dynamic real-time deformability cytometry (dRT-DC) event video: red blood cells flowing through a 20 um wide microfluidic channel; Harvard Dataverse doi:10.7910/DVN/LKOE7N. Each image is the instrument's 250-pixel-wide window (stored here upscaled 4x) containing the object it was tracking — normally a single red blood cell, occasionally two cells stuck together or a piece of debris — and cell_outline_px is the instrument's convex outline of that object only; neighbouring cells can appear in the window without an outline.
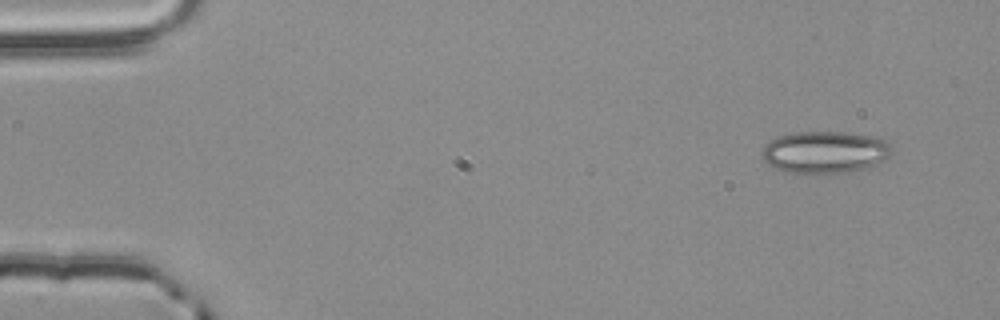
{"species": "common noctule bat (a hibernating species)", "species_latin": "Nyctalus noctula", "temperature_condition": "room temperature", "stored_images_in_passage": 4, "camera_frame_rate_fps": 3000, "um_per_image_px": 0.085, "animal": {"sex": "male", "body_mass_g": 20.4}, "frame": {"image": 1, "passage_image": 1, "time_ms": 0.0, "image_size_px": [1000, 320], "cell_outline_px": [[896, 148], [884, 160], [876, 164], [864, 168], [848, 172], [820, 176], [788, 172], [776, 168], [768, 164], [764, 160], [764, 148], [776, 136], [792, 132], [848, 132], [876, 136], [888, 140]], "centroid_in_image_um": [70.2, 12.94], "position_along_channel_um": 14.8, "area_um2": 32.6}}